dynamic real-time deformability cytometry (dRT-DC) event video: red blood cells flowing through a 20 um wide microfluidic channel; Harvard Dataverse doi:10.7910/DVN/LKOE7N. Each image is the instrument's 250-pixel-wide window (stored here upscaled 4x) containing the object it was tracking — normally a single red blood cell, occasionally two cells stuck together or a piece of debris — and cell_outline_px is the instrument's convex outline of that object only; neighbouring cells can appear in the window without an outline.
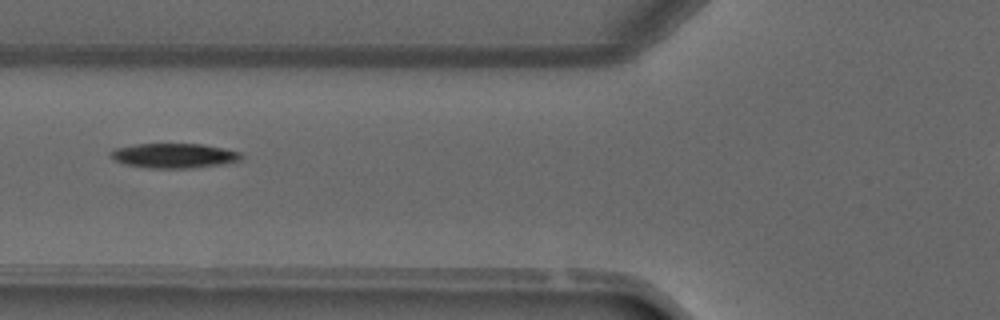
{"species": "common noctule bat (a hibernating species)", "species_latin": "Nyctalus noctula", "temperature_condition": "warm", "stored_images_in_passage": 2, "camera_frame_rate_fps": 3000, "um_per_image_px": 0.085, "animal": {"sex": "male", "forearm_length_mm": 52.5}, "frame": {"image": 1, "passage_image": 2, "time_ms": 1.0, "image_size_px": [1000, 320], "cell_outline_px": [[244, 156], [240, 160], [224, 164], [196, 168], [148, 168], [124, 164], [112, 160], [108, 156], [116, 148], [136, 144], [204, 144], [224, 148], [240, 152]], "centroid_in_image_um": [14.81, 13.24], "position_along_channel_um": 111.0, "area_um2": 19.02}}